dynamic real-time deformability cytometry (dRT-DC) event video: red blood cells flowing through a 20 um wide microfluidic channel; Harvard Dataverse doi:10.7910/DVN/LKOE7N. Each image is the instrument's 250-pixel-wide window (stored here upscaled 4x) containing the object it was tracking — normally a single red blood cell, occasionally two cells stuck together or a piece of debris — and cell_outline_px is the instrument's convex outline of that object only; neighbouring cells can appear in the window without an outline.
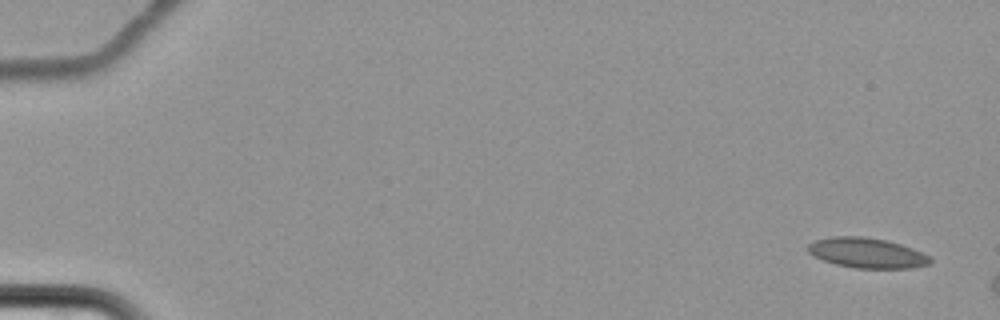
{"species": "common noctule bat (a hibernating species)", "species_latin": "Nyctalus noctula", "temperature_condition": "cold", "stored_images_in_passage": 4, "camera_frame_rate_fps": 3000, "um_per_image_px": 0.085, "animal": {"sex": "female", "body_mass_g": 22.7, "forearm_length_mm": 54.2}, "frame": {"image": 1, "passage_image": 1, "time_ms": 0.0, "image_size_px": [1000, 320], "cell_outline_px": [[932, 264], [912, 268], [856, 268], [836, 264], [824, 260], [808, 252], [808, 244], [816, 240], [832, 236], [860, 236], [888, 240], [912, 248], [928, 256], [932, 260]], "centroid_in_image_um": [73.71, 21.5], "position_along_channel_um": 11.3, "area_um2": 21.33}}